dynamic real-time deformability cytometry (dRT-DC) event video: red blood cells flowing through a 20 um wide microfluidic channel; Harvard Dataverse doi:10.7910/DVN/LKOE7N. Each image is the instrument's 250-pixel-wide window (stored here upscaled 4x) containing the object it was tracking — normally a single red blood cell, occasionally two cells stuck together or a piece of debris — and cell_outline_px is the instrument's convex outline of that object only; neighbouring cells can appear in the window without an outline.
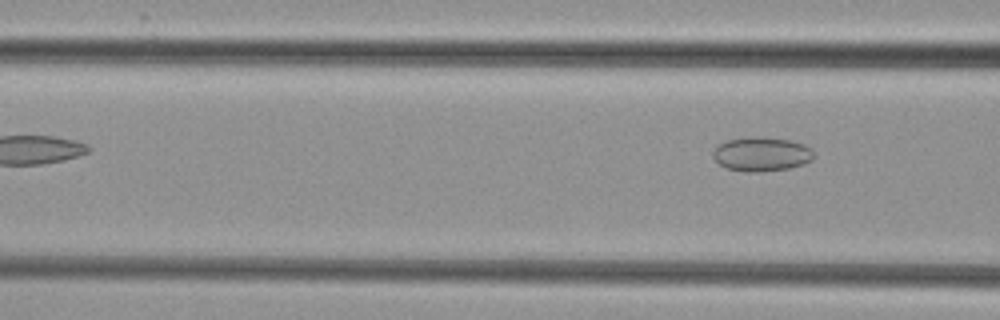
{"species": "common noctule bat (a hibernating species)", "species_latin": "Nyctalus noctula", "temperature_condition": "cold", "stored_images_in_passage": 4, "camera_frame_rate_fps": 3000, "um_per_image_px": 0.085, "animal": {"sex": "female", "body_mass_g": 29.2, "forearm_length_mm": 56.3}, "frame": {"image": 1, "passage_image": 4, "time_ms": 3.667, "image_size_px": [1000, 320], "cell_outline_px": [[812, 160], [804, 164], [788, 168], [756, 172], [744, 172], [724, 168], [712, 156], [712, 152], [720, 144], [728, 140], [756, 136], [764, 136], [788, 140], [804, 144], [812, 148]], "centroid_in_image_um": [64.72, 13.1], "position_along_channel_um": 101.9, "area_um2": 20.06}}